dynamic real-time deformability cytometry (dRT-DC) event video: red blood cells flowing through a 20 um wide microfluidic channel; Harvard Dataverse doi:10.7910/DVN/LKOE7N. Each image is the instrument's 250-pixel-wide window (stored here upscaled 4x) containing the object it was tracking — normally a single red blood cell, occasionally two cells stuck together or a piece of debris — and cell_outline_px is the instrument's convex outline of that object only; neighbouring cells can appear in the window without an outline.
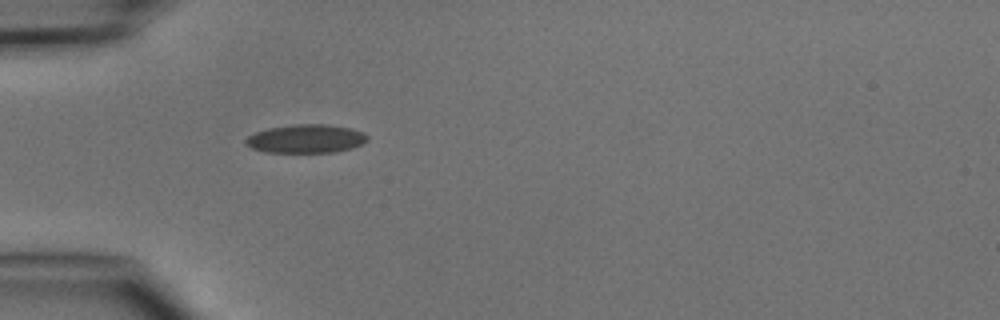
{"species": "common noctule bat (a hibernating species)", "species_latin": "Nyctalus noctula", "temperature_condition": "cold", "stored_images_in_passage": 1, "camera_frame_rate_fps": 3000, "um_per_image_px": 0.085, "animal": {"sex": "male", "body_mass_g": 15.6}, "frame": {"image": 1, "passage_image": 1, "time_ms": 0.0, "image_size_px": [1000, 320], "cell_outline_px": [[368, 140], [364, 144], [352, 148], [332, 152], [264, 152], [252, 148], [244, 144], [244, 140], [248, 136], [256, 132], [268, 128], [296, 124], [324, 124], [352, 128], [364, 132], [368, 136]], "centroid_in_image_um": [26.03, 11.79], "position_along_channel_um": 59.0, "area_um2": 20.35}}